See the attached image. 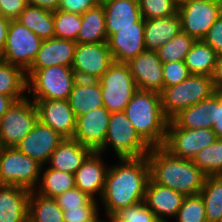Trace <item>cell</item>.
<instances>
[{
    "label": "cell",
    "mask_w": 222,
    "mask_h": 222,
    "mask_svg": "<svg viewBox=\"0 0 222 222\" xmlns=\"http://www.w3.org/2000/svg\"><path fill=\"white\" fill-rule=\"evenodd\" d=\"M118 163L110 165L104 191L99 200L101 206H104V214L109 216L122 208L143 201L150 179L147 156Z\"/></svg>",
    "instance_id": "1"
},
{
    "label": "cell",
    "mask_w": 222,
    "mask_h": 222,
    "mask_svg": "<svg viewBox=\"0 0 222 222\" xmlns=\"http://www.w3.org/2000/svg\"><path fill=\"white\" fill-rule=\"evenodd\" d=\"M147 160L154 183L185 196L200 194L207 175L192 160L176 157L163 146L151 147Z\"/></svg>",
    "instance_id": "2"
},
{
    "label": "cell",
    "mask_w": 222,
    "mask_h": 222,
    "mask_svg": "<svg viewBox=\"0 0 222 222\" xmlns=\"http://www.w3.org/2000/svg\"><path fill=\"white\" fill-rule=\"evenodd\" d=\"M139 136L150 146H164L169 119L159 93L137 90L124 110Z\"/></svg>",
    "instance_id": "3"
},
{
    "label": "cell",
    "mask_w": 222,
    "mask_h": 222,
    "mask_svg": "<svg viewBox=\"0 0 222 222\" xmlns=\"http://www.w3.org/2000/svg\"><path fill=\"white\" fill-rule=\"evenodd\" d=\"M216 92L211 76L190 75L183 82L162 90V111L171 120L181 110L209 98Z\"/></svg>",
    "instance_id": "4"
},
{
    "label": "cell",
    "mask_w": 222,
    "mask_h": 222,
    "mask_svg": "<svg viewBox=\"0 0 222 222\" xmlns=\"http://www.w3.org/2000/svg\"><path fill=\"white\" fill-rule=\"evenodd\" d=\"M109 147L118 161L147 156L151 148L136 132L124 111L111 113L105 145L99 153L104 155Z\"/></svg>",
    "instance_id": "5"
},
{
    "label": "cell",
    "mask_w": 222,
    "mask_h": 222,
    "mask_svg": "<svg viewBox=\"0 0 222 222\" xmlns=\"http://www.w3.org/2000/svg\"><path fill=\"white\" fill-rule=\"evenodd\" d=\"M76 80L71 67L59 65L38 69L27 79V94L34 102L68 100Z\"/></svg>",
    "instance_id": "6"
},
{
    "label": "cell",
    "mask_w": 222,
    "mask_h": 222,
    "mask_svg": "<svg viewBox=\"0 0 222 222\" xmlns=\"http://www.w3.org/2000/svg\"><path fill=\"white\" fill-rule=\"evenodd\" d=\"M42 165L16 147H0V177L4 185L34 191L39 183Z\"/></svg>",
    "instance_id": "7"
},
{
    "label": "cell",
    "mask_w": 222,
    "mask_h": 222,
    "mask_svg": "<svg viewBox=\"0 0 222 222\" xmlns=\"http://www.w3.org/2000/svg\"><path fill=\"white\" fill-rule=\"evenodd\" d=\"M104 107L110 112H121L138 90L127 63L114 62L99 79Z\"/></svg>",
    "instance_id": "8"
},
{
    "label": "cell",
    "mask_w": 222,
    "mask_h": 222,
    "mask_svg": "<svg viewBox=\"0 0 222 222\" xmlns=\"http://www.w3.org/2000/svg\"><path fill=\"white\" fill-rule=\"evenodd\" d=\"M38 122V111L29 96L15 101L0 120V147H16Z\"/></svg>",
    "instance_id": "9"
},
{
    "label": "cell",
    "mask_w": 222,
    "mask_h": 222,
    "mask_svg": "<svg viewBox=\"0 0 222 222\" xmlns=\"http://www.w3.org/2000/svg\"><path fill=\"white\" fill-rule=\"evenodd\" d=\"M181 31L195 40H202L222 14V0H187L177 7Z\"/></svg>",
    "instance_id": "10"
},
{
    "label": "cell",
    "mask_w": 222,
    "mask_h": 222,
    "mask_svg": "<svg viewBox=\"0 0 222 222\" xmlns=\"http://www.w3.org/2000/svg\"><path fill=\"white\" fill-rule=\"evenodd\" d=\"M43 40L17 20H11L0 59L25 71L32 65Z\"/></svg>",
    "instance_id": "11"
},
{
    "label": "cell",
    "mask_w": 222,
    "mask_h": 222,
    "mask_svg": "<svg viewBox=\"0 0 222 222\" xmlns=\"http://www.w3.org/2000/svg\"><path fill=\"white\" fill-rule=\"evenodd\" d=\"M216 139V133L212 129L180 128L171 119L168 121L167 135L163 147L176 157L193 160L201 149L206 148Z\"/></svg>",
    "instance_id": "12"
},
{
    "label": "cell",
    "mask_w": 222,
    "mask_h": 222,
    "mask_svg": "<svg viewBox=\"0 0 222 222\" xmlns=\"http://www.w3.org/2000/svg\"><path fill=\"white\" fill-rule=\"evenodd\" d=\"M113 63L107 42L77 43L71 68L77 79L99 80Z\"/></svg>",
    "instance_id": "13"
},
{
    "label": "cell",
    "mask_w": 222,
    "mask_h": 222,
    "mask_svg": "<svg viewBox=\"0 0 222 222\" xmlns=\"http://www.w3.org/2000/svg\"><path fill=\"white\" fill-rule=\"evenodd\" d=\"M110 115L103 106L78 116L73 138L92 152H99L105 145Z\"/></svg>",
    "instance_id": "14"
},
{
    "label": "cell",
    "mask_w": 222,
    "mask_h": 222,
    "mask_svg": "<svg viewBox=\"0 0 222 222\" xmlns=\"http://www.w3.org/2000/svg\"><path fill=\"white\" fill-rule=\"evenodd\" d=\"M63 139L64 137L58 132L38 120L33 129L20 141L16 148L45 166L51 154Z\"/></svg>",
    "instance_id": "15"
},
{
    "label": "cell",
    "mask_w": 222,
    "mask_h": 222,
    "mask_svg": "<svg viewBox=\"0 0 222 222\" xmlns=\"http://www.w3.org/2000/svg\"><path fill=\"white\" fill-rule=\"evenodd\" d=\"M127 64L136 83V87L143 91L161 93L163 90V63L156 51L141 52Z\"/></svg>",
    "instance_id": "16"
},
{
    "label": "cell",
    "mask_w": 222,
    "mask_h": 222,
    "mask_svg": "<svg viewBox=\"0 0 222 222\" xmlns=\"http://www.w3.org/2000/svg\"><path fill=\"white\" fill-rule=\"evenodd\" d=\"M38 120L64 138H73L77 117L68 100H36Z\"/></svg>",
    "instance_id": "17"
},
{
    "label": "cell",
    "mask_w": 222,
    "mask_h": 222,
    "mask_svg": "<svg viewBox=\"0 0 222 222\" xmlns=\"http://www.w3.org/2000/svg\"><path fill=\"white\" fill-rule=\"evenodd\" d=\"M77 42L70 39L43 40L32 65L26 70L27 79L38 69L51 66L72 67Z\"/></svg>",
    "instance_id": "18"
},
{
    "label": "cell",
    "mask_w": 222,
    "mask_h": 222,
    "mask_svg": "<svg viewBox=\"0 0 222 222\" xmlns=\"http://www.w3.org/2000/svg\"><path fill=\"white\" fill-rule=\"evenodd\" d=\"M102 157V153L92 152L74 173L75 187L95 200L102 197L110 167Z\"/></svg>",
    "instance_id": "19"
},
{
    "label": "cell",
    "mask_w": 222,
    "mask_h": 222,
    "mask_svg": "<svg viewBox=\"0 0 222 222\" xmlns=\"http://www.w3.org/2000/svg\"><path fill=\"white\" fill-rule=\"evenodd\" d=\"M145 19L136 22V27L120 28L108 38V46L114 62L127 63L146 50L144 43Z\"/></svg>",
    "instance_id": "20"
},
{
    "label": "cell",
    "mask_w": 222,
    "mask_h": 222,
    "mask_svg": "<svg viewBox=\"0 0 222 222\" xmlns=\"http://www.w3.org/2000/svg\"><path fill=\"white\" fill-rule=\"evenodd\" d=\"M185 197L184 194L149 179L144 201L159 221L170 222L169 219L176 217Z\"/></svg>",
    "instance_id": "21"
},
{
    "label": "cell",
    "mask_w": 222,
    "mask_h": 222,
    "mask_svg": "<svg viewBox=\"0 0 222 222\" xmlns=\"http://www.w3.org/2000/svg\"><path fill=\"white\" fill-rule=\"evenodd\" d=\"M31 191L14 185L0 188V222H27Z\"/></svg>",
    "instance_id": "22"
},
{
    "label": "cell",
    "mask_w": 222,
    "mask_h": 222,
    "mask_svg": "<svg viewBox=\"0 0 222 222\" xmlns=\"http://www.w3.org/2000/svg\"><path fill=\"white\" fill-rule=\"evenodd\" d=\"M103 7L108 38L120 28L136 27L143 18L138 0H110Z\"/></svg>",
    "instance_id": "23"
},
{
    "label": "cell",
    "mask_w": 222,
    "mask_h": 222,
    "mask_svg": "<svg viewBox=\"0 0 222 222\" xmlns=\"http://www.w3.org/2000/svg\"><path fill=\"white\" fill-rule=\"evenodd\" d=\"M91 153L92 151L87 146L76 139L64 138L45 166L74 174Z\"/></svg>",
    "instance_id": "24"
},
{
    "label": "cell",
    "mask_w": 222,
    "mask_h": 222,
    "mask_svg": "<svg viewBox=\"0 0 222 222\" xmlns=\"http://www.w3.org/2000/svg\"><path fill=\"white\" fill-rule=\"evenodd\" d=\"M181 32V19L176 12L165 18L145 20L144 43L147 51H156Z\"/></svg>",
    "instance_id": "25"
},
{
    "label": "cell",
    "mask_w": 222,
    "mask_h": 222,
    "mask_svg": "<svg viewBox=\"0 0 222 222\" xmlns=\"http://www.w3.org/2000/svg\"><path fill=\"white\" fill-rule=\"evenodd\" d=\"M68 102L76 117L103 107L99 80L77 79L69 95Z\"/></svg>",
    "instance_id": "26"
},
{
    "label": "cell",
    "mask_w": 222,
    "mask_h": 222,
    "mask_svg": "<svg viewBox=\"0 0 222 222\" xmlns=\"http://www.w3.org/2000/svg\"><path fill=\"white\" fill-rule=\"evenodd\" d=\"M172 120L180 128L212 129L214 123V94L197 104L181 110Z\"/></svg>",
    "instance_id": "27"
},
{
    "label": "cell",
    "mask_w": 222,
    "mask_h": 222,
    "mask_svg": "<svg viewBox=\"0 0 222 222\" xmlns=\"http://www.w3.org/2000/svg\"><path fill=\"white\" fill-rule=\"evenodd\" d=\"M81 29L77 43H103L108 41L103 4L90 8L81 15Z\"/></svg>",
    "instance_id": "28"
},
{
    "label": "cell",
    "mask_w": 222,
    "mask_h": 222,
    "mask_svg": "<svg viewBox=\"0 0 222 222\" xmlns=\"http://www.w3.org/2000/svg\"><path fill=\"white\" fill-rule=\"evenodd\" d=\"M42 40L55 37L54 11L27 5L17 19Z\"/></svg>",
    "instance_id": "29"
},
{
    "label": "cell",
    "mask_w": 222,
    "mask_h": 222,
    "mask_svg": "<svg viewBox=\"0 0 222 222\" xmlns=\"http://www.w3.org/2000/svg\"><path fill=\"white\" fill-rule=\"evenodd\" d=\"M218 55L203 40H195L185 57V65L191 75L212 76Z\"/></svg>",
    "instance_id": "30"
},
{
    "label": "cell",
    "mask_w": 222,
    "mask_h": 222,
    "mask_svg": "<svg viewBox=\"0 0 222 222\" xmlns=\"http://www.w3.org/2000/svg\"><path fill=\"white\" fill-rule=\"evenodd\" d=\"M0 94L12 97L15 101L24 99L27 94L26 71L0 59Z\"/></svg>",
    "instance_id": "31"
},
{
    "label": "cell",
    "mask_w": 222,
    "mask_h": 222,
    "mask_svg": "<svg viewBox=\"0 0 222 222\" xmlns=\"http://www.w3.org/2000/svg\"><path fill=\"white\" fill-rule=\"evenodd\" d=\"M42 166L40 180L34 190L41 196L56 198L75 187L74 174Z\"/></svg>",
    "instance_id": "32"
},
{
    "label": "cell",
    "mask_w": 222,
    "mask_h": 222,
    "mask_svg": "<svg viewBox=\"0 0 222 222\" xmlns=\"http://www.w3.org/2000/svg\"><path fill=\"white\" fill-rule=\"evenodd\" d=\"M28 221L64 222L63 210L54 198H47L31 191L29 197Z\"/></svg>",
    "instance_id": "33"
},
{
    "label": "cell",
    "mask_w": 222,
    "mask_h": 222,
    "mask_svg": "<svg viewBox=\"0 0 222 222\" xmlns=\"http://www.w3.org/2000/svg\"><path fill=\"white\" fill-rule=\"evenodd\" d=\"M200 195L205 205L207 222H222V175L206 176Z\"/></svg>",
    "instance_id": "34"
},
{
    "label": "cell",
    "mask_w": 222,
    "mask_h": 222,
    "mask_svg": "<svg viewBox=\"0 0 222 222\" xmlns=\"http://www.w3.org/2000/svg\"><path fill=\"white\" fill-rule=\"evenodd\" d=\"M194 42V38L181 31L178 35L158 48L156 53L162 63L184 61L186 54Z\"/></svg>",
    "instance_id": "35"
},
{
    "label": "cell",
    "mask_w": 222,
    "mask_h": 222,
    "mask_svg": "<svg viewBox=\"0 0 222 222\" xmlns=\"http://www.w3.org/2000/svg\"><path fill=\"white\" fill-rule=\"evenodd\" d=\"M207 176L222 175V139L201 149L192 160Z\"/></svg>",
    "instance_id": "36"
},
{
    "label": "cell",
    "mask_w": 222,
    "mask_h": 222,
    "mask_svg": "<svg viewBox=\"0 0 222 222\" xmlns=\"http://www.w3.org/2000/svg\"><path fill=\"white\" fill-rule=\"evenodd\" d=\"M81 15L62 11H54L55 37L76 40L81 29Z\"/></svg>",
    "instance_id": "37"
},
{
    "label": "cell",
    "mask_w": 222,
    "mask_h": 222,
    "mask_svg": "<svg viewBox=\"0 0 222 222\" xmlns=\"http://www.w3.org/2000/svg\"><path fill=\"white\" fill-rule=\"evenodd\" d=\"M175 222H207L205 205L200 194L186 196Z\"/></svg>",
    "instance_id": "38"
},
{
    "label": "cell",
    "mask_w": 222,
    "mask_h": 222,
    "mask_svg": "<svg viewBox=\"0 0 222 222\" xmlns=\"http://www.w3.org/2000/svg\"><path fill=\"white\" fill-rule=\"evenodd\" d=\"M111 217L113 222H159L144 200L118 210Z\"/></svg>",
    "instance_id": "39"
},
{
    "label": "cell",
    "mask_w": 222,
    "mask_h": 222,
    "mask_svg": "<svg viewBox=\"0 0 222 222\" xmlns=\"http://www.w3.org/2000/svg\"><path fill=\"white\" fill-rule=\"evenodd\" d=\"M138 4L145 20L171 16L178 7L173 0H138Z\"/></svg>",
    "instance_id": "40"
},
{
    "label": "cell",
    "mask_w": 222,
    "mask_h": 222,
    "mask_svg": "<svg viewBox=\"0 0 222 222\" xmlns=\"http://www.w3.org/2000/svg\"><path fill=\"white\" fill-rule=\"evenodd\" d=\"M163 89L177 85L191 74L184 61L163 63Z\"/></svg>",
    "instance_id": "41"
},
{
    "label": "cell",
    "mask_w": 222,
    "mask_h": 222,
    "mask_svg": "<svg viewBox=\"0 0 222 222\" xmlns=\"http://www.w3.org/2000/svg\"><path fill=\"white\" fill-rule=\"evenodd\" d=\"M98 200L93 199L87 206L74 209H62L64 222H91L99 215Z\"/></svg>",
    "instance_id": "42"
},
{
    "label": "cell",
    "mask_w": 222,
    "mask_h": 222,
    "mask_svg": "<svg viewBox=\"0 0 222 222\" xmlns=\"http://www.w3.org/2000/svg\"><path fill=\"white\" fill-rule=\"evenodd\" d=\"M61 209H74L87 206L93 199L74 187L55 198Z\"/></svg>",
    "instance_id": "43"
},
{
    "label": "cell",
    "mask_w": 222,
    "mask_h": 222,
    "mask_svg": "<svg viewBox=\"0 0 222 222\" xmlns=\"http://www.w3.org/2000/svg\"><path fill=\"white\" fill-rule=\"evenodd\" d=\"M202 40L210 45L216 51L218 56L222 55V14L218 17Z\"/></svg>",
    "instance_id": "44"
},
{
    "label": "cell",
    "mask_w": 222,
    "mask_h": 222,
    "mask_svg": "<svg viewBox=\"0 0 222 222\" xmlns=\"http://www.w3.org/2000/svg\"><path fill=\"white\" fill-rule=\"evenodd\" d=\"M98 4V0H60L58 9L82 15L87 10L95 7Z\"/></svg>",
    "instance_id": "45"
},
{
    "label": "cell",
    "mask_w": 222,
    "mask_h": 222,
    "mask_svg": "<svg viewBox=\"0 0 222 222\" xmlns=\"http://www.w3.org/2000/svg\"><path fill=\"white\" fill-rule=\"evenodd\" d=\"M27 6L25 0H0V14L9 20H17Z\"/></svg>",
    "instance_id": "46"
},
{
    "label": "cell",
    "mask_w": 222,
    "mask_h": 222,
    "mask_svg": "<svg viewBox=\"0 0 222 222\" xmlns=\"http://www.w3.org/2000/svg\"><path fill=\"white\" fill-rule=\"evenodd\" d=\"M212 130L218 139H222V92L214 93V123Z\"/></svg>",
    "instance_id": "47"
},
{
    "label": "cell",
    "mask_w": 222,
    "mask_h": 222,
    "mask_svg": "<svg viewBox=\"0 0 222 222\" xmlns=\"http://www.w3.org/2000/svg\"><path fill=\"white\" fill-rule=\"evenodd\" d=\"M27 5L44 8L50 11H56L59 8L60 0H25Z\"/></svg>",
    "instance_id": "48"
},
{
    "label": "cell",
    "mask_w": 222,
    "mask_h": 222,
    "mask_svg": "<svg viewBox=\"0 0 222 222\" xmlns=\"http://www.w3.org/2000/svg\"><path fill=\"white\" fill-rule=\"evenodd\" d=\"M214 87L217 91L222 92V55L218 56L216 65L212 74Z\"/></svg>",
    "instance_id": "49"
},
{
    "label": "cell",
    "mask_w": 222,
    "mask_h": 222,
    "mask_svg": "<svg viewBox=\"0 0 222 222\" xmlns=\"http://www.w3.org/2000/svg\"><path fill=\"white\" fill-rule=\"evenodd\" d=\"M10 21L11 20L4 18L0 14V55L3 53L6 46L7 32Z\"/></svg>",
    "instance_id": "50"
},
{
    "label": "cell",
    "mask_w": 222,
    "mask_h": 222,
    "mask_svg": "<svg viewBox=\"0 0 222 222\" xmlns=\"http://www.w3.org/2000/svg\"><path fill=\"white\" fill-rule=\"evenodd\" d=\"M15 102L12 97L0 94V120L3 114L11 107Z\"/></svg>",
    "instance_id": "51"
},
{
    "label": "cell",
    "mask_w": 222,
    "mask_h": 222,
    "mask_svg": "<svg viewBox=\"0 0 222 222\" xmlns=\"http://www.w3.org/2000/svg\"><path fill=\"white\" fill-rule=\"evenodd\" d=\"M106 216V219L107 220H100V216L98 215V216H96L91 222H113V220H112V217L111 216H109V215H105Z\"/></svg>",
    "instance_id": "52"
},
{
    "label": "cell",
    "mask_w": 222,
    "mask_h": 222,
    "mask_svg": "<svg viewBox=\"0 0 222 222\" xmlns=\"http://www.w3.org/2000/svg\"><path fill=\"white\" fill-rule=\"evenodd\" d=\"M177 5L187 1V0H173Z\"/></svg>",
    "instance_id": "53"
},
{
    "label": "cell",
    "mask_w": 222,
    "mask_h": 222,
    "mask_svg": "<svg viewBox=\"0 0 222 222\" xmlns=\"http://www.w3.org/2000/svg\"><path fill=\"white\" fill-rule=\"evenodd\" d=\"M98 1H99L100 4H103V3L107 2V1H110V0H98Z\"/></svg>",
    "instance_id": "54"
},
{
    "label": "cell",
    "mask_w": 222,
    "mask_h": 222,
    "mask_svg": "<svg viewBox=\"0 0 222 222\" xmlns=\"http://www.w3.org/2000/svg\"><path fill=\"white\" fill-rule=\"evenodd\" d=\"M3 186H4V183L2 182L1 177H0V188Z\"/></svg>",
    "instance_id": "55"
}]
</instances>
